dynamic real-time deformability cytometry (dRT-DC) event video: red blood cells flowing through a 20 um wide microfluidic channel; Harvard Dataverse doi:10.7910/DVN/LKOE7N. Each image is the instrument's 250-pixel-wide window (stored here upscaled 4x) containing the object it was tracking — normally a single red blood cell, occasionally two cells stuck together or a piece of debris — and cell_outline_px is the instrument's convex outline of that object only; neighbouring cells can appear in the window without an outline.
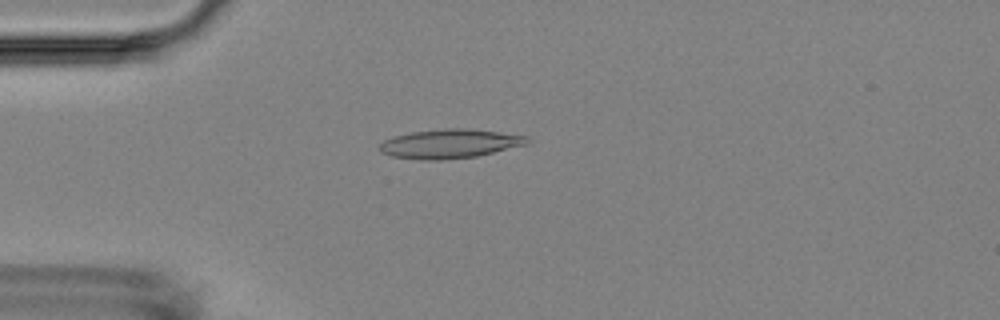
{"species": "Egyptian fruit bat (a non-hibernating species)", "species_latin": "Rousettus aegyptiacus", "temperature_condition": "room temperature", "stored_images_in_passage": 10, "camera_frame_rate_fps": 3000, "um_per_image_px": 0.085, "animal": {"sex": "female"}, "frame": {"image": 1, "passage_image": 4, "time_ms": 3.333, "image_size_px": [1000, 320], "cell_outline_px": [[532, 140], [528, 144], [476, 156], [440, 160], [420, 160], [392, 156], [380, 152], [376, 148], [384, 140], [392, 136], [412, 132], [444, 128], [472, 128], [528, 136]], "centroid_in_image_um": [38.22, 12.21], "position_along_channel_um": 46.8, "area_um2": 25.32}}
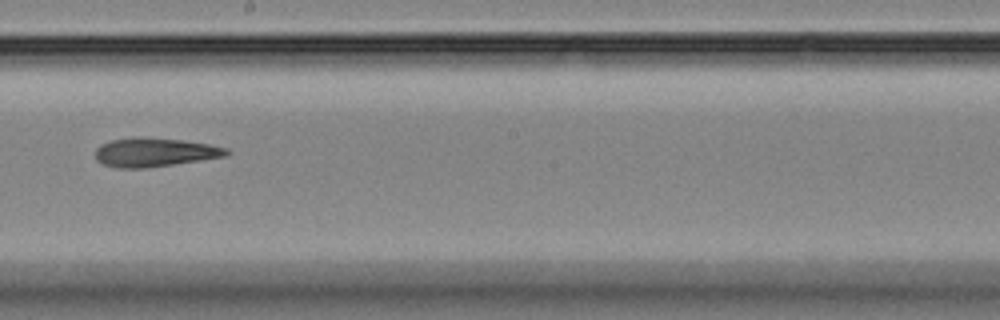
{"frame": {"image": 2, "passage_image": 9, "time_ms": 9.0, "image_size_px": [1000, 320], "cell_outline_px": [[232, 152], [228, 156], [148, 168], [116, 168], [104, 164], [96, 160], [96, 148], [100, 144], [112, 140], [132, 136], [140, 136], [184, 140], [208, 144], [228, 148]], "centroid_in_image_um": [13.16, 12.94], "position_along_channel_um": 235.0, "area_um2": 22.43}}
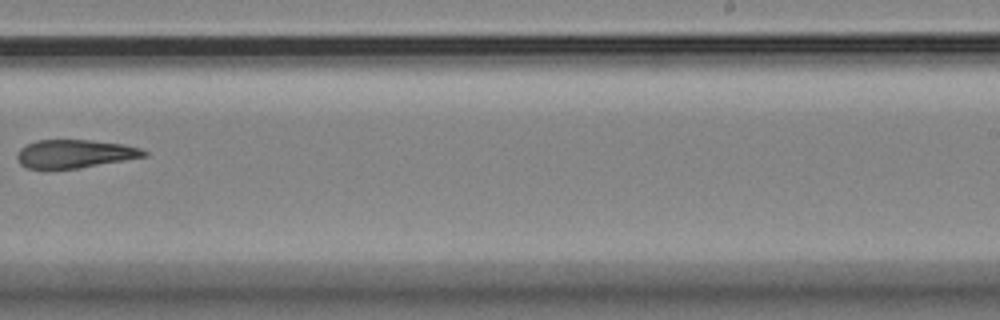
{"frame": {"image": 3, "passage_image": 10, "time_ms": 10.333, "image_size_px": [1000, 320], "cell_outline_px": [[148, 156], [80, 168], [28, 168], [20, 164], [16, 160], [16, 156], [20, 148], [36, 140], [88, 140], [124, 144], [140, 148], [148, 152]], "centroid_in_image_um": [6.37, 13.07], "position_along_channel_um": 282.6, "area_um2": 20.87}}